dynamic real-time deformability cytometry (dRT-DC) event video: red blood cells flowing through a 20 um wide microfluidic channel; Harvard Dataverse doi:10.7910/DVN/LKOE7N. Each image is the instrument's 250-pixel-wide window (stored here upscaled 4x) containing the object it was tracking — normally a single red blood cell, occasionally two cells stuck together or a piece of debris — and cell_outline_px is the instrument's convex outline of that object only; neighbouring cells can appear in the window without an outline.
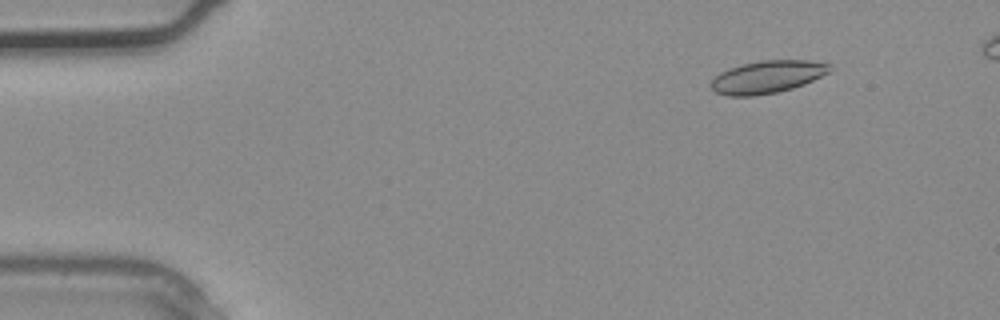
{"species": "common noctule bat (a hibernating species)", "species_latin": "Nyctalus noctula", "temperature_condition": "warm", "stored_images_in_passage": 3, "camera_frame_rate_fps": 3000, "um_per_image_px": 0.085, "animal": {"sex": "male", "body_mass_g": 20.4}, "frame": {"image": 1, "passage_image": 1, "time_ms": 0.0, "image_size_px": [1000, 320], "cell_outline_px": [[832, 72], [804, 84], [792, 88], [776, 92], [756, 96], [728, 96], [716, 92], [712, 88], [712, 80], [720, 72], [728, 68], [760, 60], [808, 60], [832, 64]], "centroid_in_image_um": [65.27, 6.53], "position_along_channel_um": 19.7, "area_um2": 22.6}}